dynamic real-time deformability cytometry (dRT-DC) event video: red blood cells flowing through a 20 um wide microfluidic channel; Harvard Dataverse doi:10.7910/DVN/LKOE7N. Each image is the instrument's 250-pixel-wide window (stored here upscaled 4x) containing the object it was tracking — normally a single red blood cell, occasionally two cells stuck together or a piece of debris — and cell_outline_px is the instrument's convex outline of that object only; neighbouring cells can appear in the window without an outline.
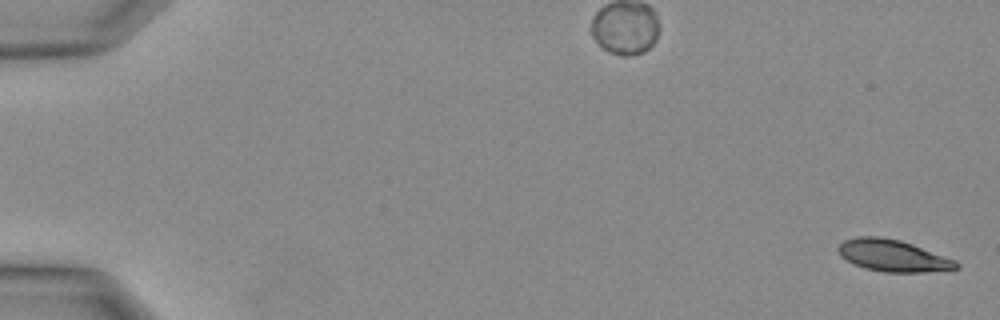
{"species": "Egyptian fruit bat (a non-hibernating species)", "species_latin": "Rousettus aegyptiacus", "temperature_condition": "warm", "stored_images_in_passage": 14, "camera_frame_rate_fps": 3000, "um_per_image_px": 0.085, "animal": {"sex": "female"}, "frame": {"image": 1, "passage_image": 1, "time_ms": 0.0, "image_size_px": [1000, 320], "cell_outline_px": [[960, 268], [924, 272], [884, 272], [864, 268], [840, 256], [836, 248], [844, 240], [856, 236], [880, 236], [900, 240], [912, 244], [956, 260], [960, 264]], "centroid_in_image_um": [75.89, 21.72], "position_along_channel_um": 9.1, "area_um2": 21.85}}